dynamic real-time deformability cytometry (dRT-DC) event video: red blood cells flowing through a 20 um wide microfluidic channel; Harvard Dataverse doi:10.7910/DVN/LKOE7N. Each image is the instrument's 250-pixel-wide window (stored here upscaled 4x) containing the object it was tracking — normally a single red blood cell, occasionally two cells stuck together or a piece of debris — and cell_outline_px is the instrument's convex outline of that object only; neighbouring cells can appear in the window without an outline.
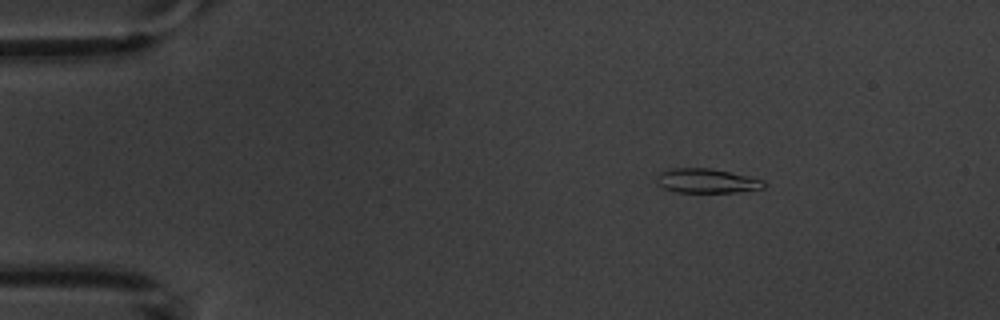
{"species": "common noctule bat (a hibernating species)", "species_latin": "Nyctalus noctula", "temperature_condition": "warm", "stored_images_in_passage": 4, "camera_frame_rate_fps": 3000, "um_per_image_px": 0.085, "animal": {"sex": "male", "body_mass_g": 20.1, "forearm_length_mm": 53.5}, "frame": {"image": 1, "passage_image": 1, "time_ms": 0.0, "image_size_px": [1000, 320], "cell_outline_px": [[768, 184], [764, 188], [736, 192], [676, 192], [664, 188], [656, 184], [656, 176], [660, 172], [672, 168], [708, 168], [748, 176], [764, 180]], "centroid_in_image_um": [60.06, 15.37], "position_along_channel_um": 24.9, "area_um2": 15.26}}
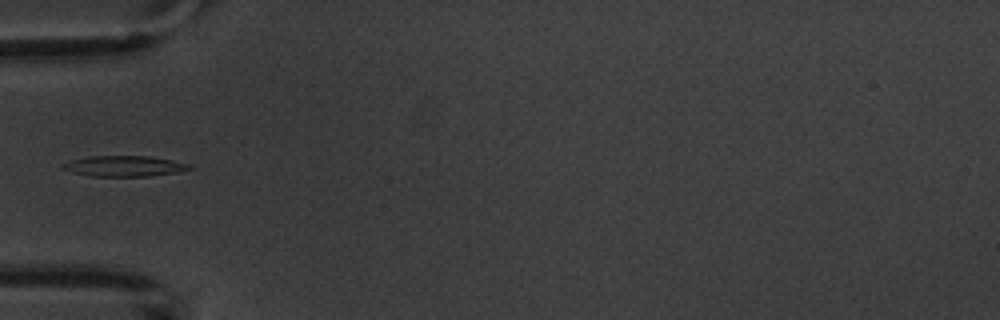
{"frame": {"image": 2, "passage_image": 4, "time_ms": 3.333, "image_size_px": [1000, 320], "cell_outline_px": [[192, 168], [176, 172], [148, 176], [92, 176], [72, 172], [60, 168], [60, 164], [72, 160], [88, 156], [152, 156], [172, 160], [188, 164]], "centroid_in_image_um": [10.5, 14.11], "position_along_channel_um": 74.5, "area_um2": 15.14}}